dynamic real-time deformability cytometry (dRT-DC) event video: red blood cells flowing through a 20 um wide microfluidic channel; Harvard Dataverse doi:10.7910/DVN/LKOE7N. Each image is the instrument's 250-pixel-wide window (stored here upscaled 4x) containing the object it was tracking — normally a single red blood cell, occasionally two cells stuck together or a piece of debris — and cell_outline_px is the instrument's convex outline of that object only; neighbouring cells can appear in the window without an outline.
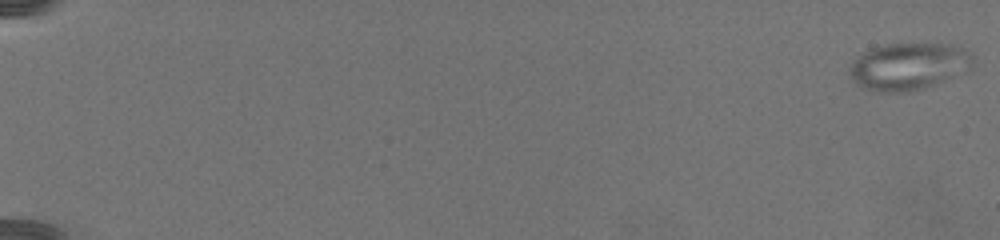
{"species": "common noctule bat (a hibernating species)", "species_latin": "Nyctalus noctula", "temperature_condition": "warm", "stored_images_in_passage": 79, "camera_frame_rate_fps": 3000, "um_per_image_px": 0.085, "animal": {"sex": "female", "body_mass_g": 19.5, "forearm_length_mm": 54.1}, "frame": {"image": 1, "passage_image": 1, "time_ms": 0.0, "image_size_px": [1000, 240], "cell_outline_px": [[972, 60], [968, 68], [964, 72], [920, 88], [900, 92], [880, 92], [856, 84], [848, 72], [852, 64], [860, 52], [868, 48], [888, 44], [928, 40], [948, 44], [964, 48], [972, 56]], "centroid_in_image_um": [77.19, 5.56], "position_along_channel_um": 7.8, "area_um2": 33.99}}
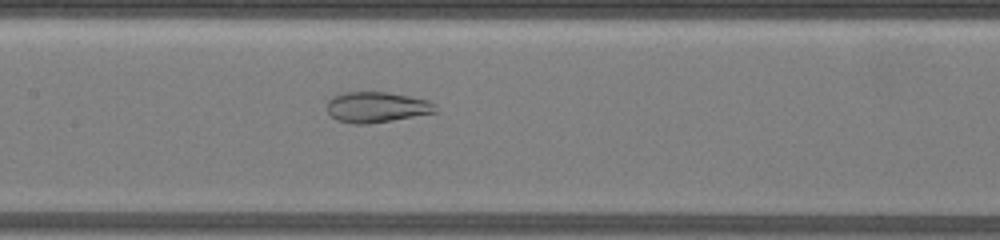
{"frame": {"image": 2, "passage_image": 43, "time_ms": 14.0, "image_size_px": [1000, 240], "cell_outline_px": [[436, 112], [392, 120], [368, 124], [356, 124], [336, 120], [328, 112], [328, 100], [332, 96], [344, 92], [388, 92], [428, 100], [436, 104]], "centroid_in_image_um": [32.0, 9.1], "position_along_channel_um": 175.4, "area_um2": 19.25}}
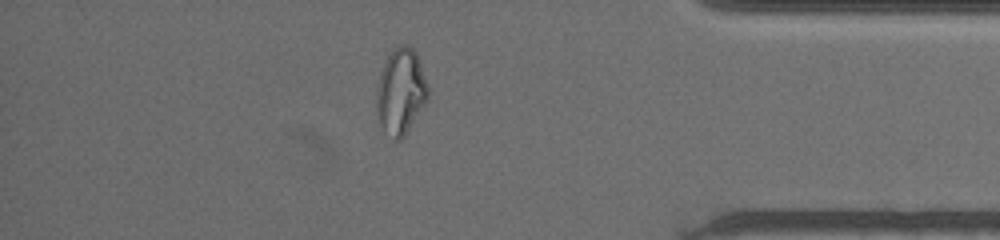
{"frame": {"image": 3, "passage_image": 70, "time_ms": 23.0, "image_size_px": [1000, 240], "cell_outline_px": [[428, 100], [404, 136], [400, 140], [396, 140], [376, 120], [376, 92], [380, 72], [388, 56], [400, 44], [408, 44], [416, 52], [428, 84]], "centroid_in_image_um": [34.06, 7.77], "position_along_channel_um": 401.1, "area_um2": 25.66}}